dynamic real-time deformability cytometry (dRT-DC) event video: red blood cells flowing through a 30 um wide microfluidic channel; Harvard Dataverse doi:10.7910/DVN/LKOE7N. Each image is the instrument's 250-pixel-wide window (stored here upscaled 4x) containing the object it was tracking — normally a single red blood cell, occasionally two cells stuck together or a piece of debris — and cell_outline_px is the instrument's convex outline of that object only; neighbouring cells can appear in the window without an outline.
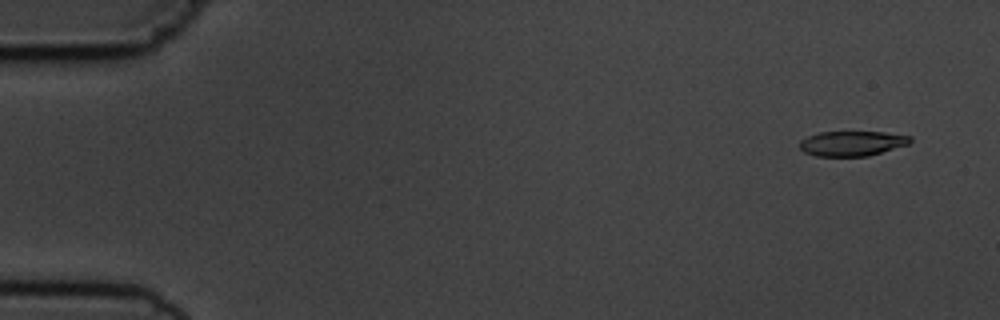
{"species": "common noctule bat (a hibernating species)", "species_latin": "Nyctalus noctula", "temperature_condition": "cold", "stored_images_in_passage": 4, "camera_frame_rate_fps": 3000, "um_per_image_px": 0.085, "animal": {"sex": "male", "body_mass_g": 19.5, "forearm_length_mm": 54.6}, "frame": {"image": 1, "passage_image": 1, "time_ms": 0.0, "image_size_px": [1000, 320], "cell_outline_px": [[912, 140], [908, 144], [868, 156], [816, 156], [804, 152], [800, 148], [800, 140], [808, 136], [820, 132], [884, 132], [912, 136]], "centroid_in_image_um": [72.42, 12.19], "position_along_channel_um": 12.6, "area_um2": 16.01}}
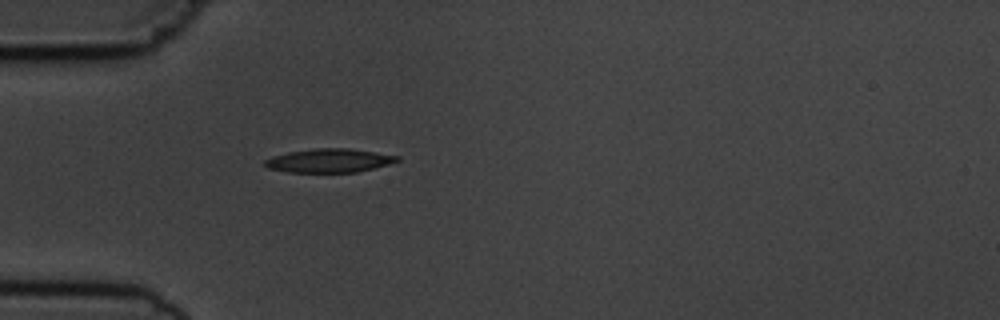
{"frame": {"image": 2, "passage_image": 4, "time_ms": 4.333, "image_size_px": [1000, 320], "cell_outline_px": [[400, 160], [388, 164], [356, 172], [288, 172], [268, 168], [264, 164], [264, 160], [272, 156], [288, 152], [316, 148], [348, 148], [376, 152], [400, 156]], "centroid_in_image_um": [27.97, 13.64], "position_along_channel_um": 57.0, "area_um2": 18.21}}